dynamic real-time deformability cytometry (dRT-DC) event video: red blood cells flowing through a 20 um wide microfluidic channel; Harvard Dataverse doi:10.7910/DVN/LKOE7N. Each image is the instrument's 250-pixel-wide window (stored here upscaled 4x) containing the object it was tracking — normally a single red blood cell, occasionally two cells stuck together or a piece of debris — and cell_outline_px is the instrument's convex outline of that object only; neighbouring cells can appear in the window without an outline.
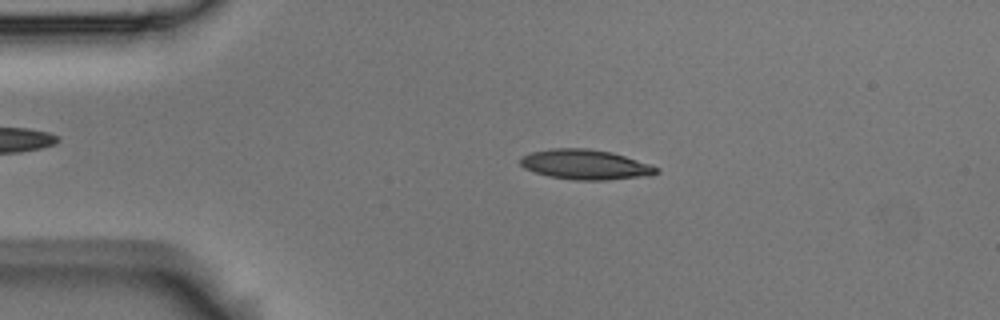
{"species": "Egyptian fruit bat (a non-hibernating species)", "species_latin": "Rousettus aegyptiacus", "temperature_condition": "room temperature", "stored_images_in_passage": 53, "camera_frame_rate_fps": 3000, "um_per_image_px": 0.085, "animal": {"sex": "male"}, "frame": {"image": 1, "passage_image": 10, "time_ms": 3.0, "image_size_px": [1000, 320], "cell_outline_px": [[660, 172], [652, 176], [604, 180], [576, 180], [548, 176], [524, 168], [520, 164], [520, 156], [532, 152], [552, 148], [588, 148], [612, 152], [660, 168]], "centroid_in_image_um": [49.77, 13.99], "position_along_channel_um": 35.2, "area_um2": 23.81}}
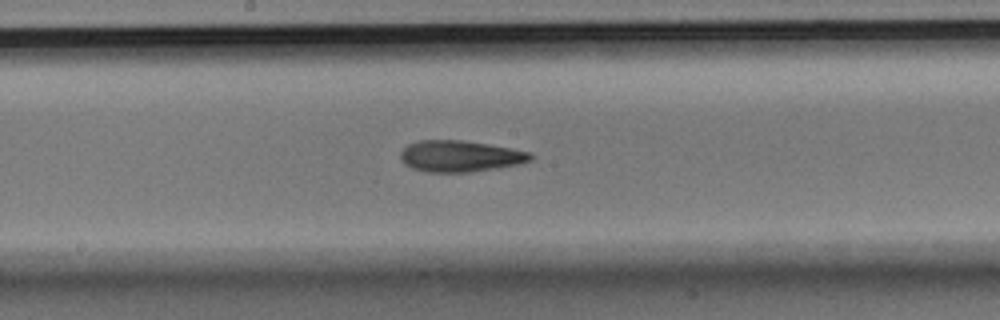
{"frame": {"image": 2, "passage_image": 27, "time_ms": 8.667, "image_size_px": [1000, 320], "cell_outline_px": [[536, 156], [532, 160], [520, 164], [472, 172], [428, 172], [412, 168], [404, 164], [400, 156], [400, 152], [408, 144], [420, 140], [460, 140], [488, 144], [512, 148], [532, 152]], "centroid_in_image_um": [39.15, 13.27], "position_along_channel_um": 209.0, "area_um2": 23.93}}
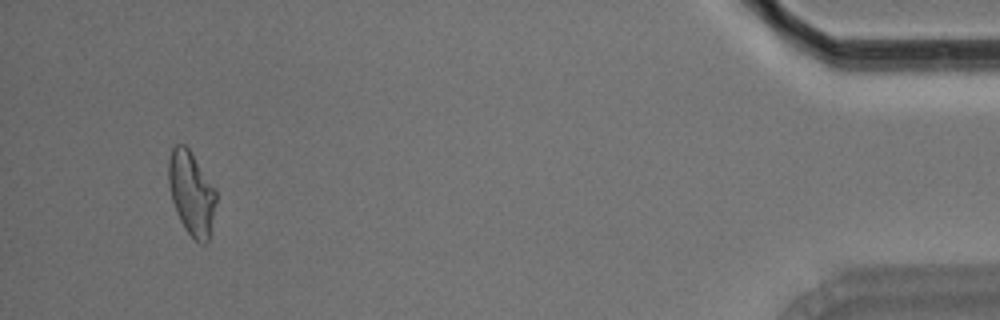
{"frame": {"image": 3, "passage_image": 50, "time_ms": 16.333, "image_size_px": [1000, 320], "cell_outline_px": [[216, 200], [208, 240], [204, 244], [200, 244], [184, 228], [180, 220], [172, 200], [168, 184], [168, 160], [172, 148], [176, 144], [184, 144], [188, 148], [216, 192]], "centroid_in_image_um": [16.24, 16.42], "position_along_channel_um": 419.0, "area_um2": 22.6}, "authors_computed_cell_mechanics": {"area_um2": 23.2356, "velocity_mm_per_s": 3.6979, "shape_relaxation_time_tau1_ms": 7.7499, "shape_relaxation_time_tau2_ms": 5.1499, "deformation_change_tau1": 0.1894, "deformation_change_tau2": 0.15}}